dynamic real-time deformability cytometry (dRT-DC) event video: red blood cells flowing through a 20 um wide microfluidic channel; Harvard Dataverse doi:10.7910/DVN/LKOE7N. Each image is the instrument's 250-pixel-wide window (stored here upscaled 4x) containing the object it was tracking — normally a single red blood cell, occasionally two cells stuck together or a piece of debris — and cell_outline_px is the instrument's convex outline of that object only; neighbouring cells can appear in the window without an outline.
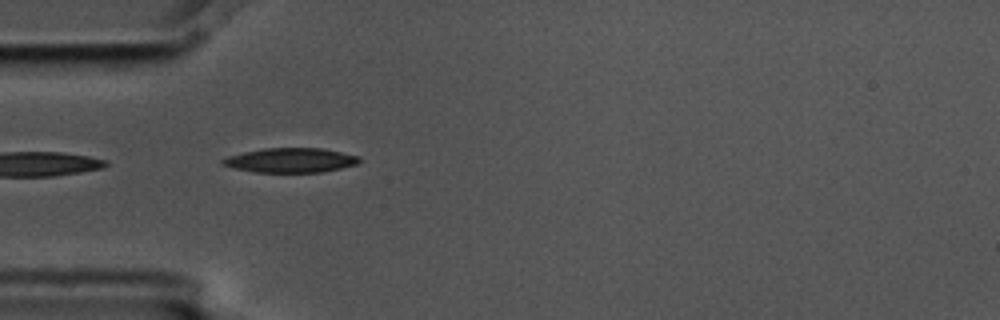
{"species": "common noctule bat (a hibernating species)", "species_latin": "Nyctalus noctula", "temperature_condition": "cold", "stored_images_in_passage": 6, "camera_frame_rate_fps": 3000, "um_per_image_px": 0.085, "animal": {"sex": "male", "body_mass_g": 17.5, "forearm_length_mm": 52.3}, "frame": {"image": 1, "passage_image": 1, "time_ms": 0.0, "image_size_px": [1000, 320], "cell_outline_px": [[360, 160], [356, 164], [340, 168], [320, 172], [256, 172], [236, 168], [224, 164], [220, 160], [228, 156], [244, 152], [264, 148], [320, 148], [360, 156]], "centroid_in_image_um": [24.71, 13.61], "position_along_channel_um": 60.3, "area_um2": 19.19}}